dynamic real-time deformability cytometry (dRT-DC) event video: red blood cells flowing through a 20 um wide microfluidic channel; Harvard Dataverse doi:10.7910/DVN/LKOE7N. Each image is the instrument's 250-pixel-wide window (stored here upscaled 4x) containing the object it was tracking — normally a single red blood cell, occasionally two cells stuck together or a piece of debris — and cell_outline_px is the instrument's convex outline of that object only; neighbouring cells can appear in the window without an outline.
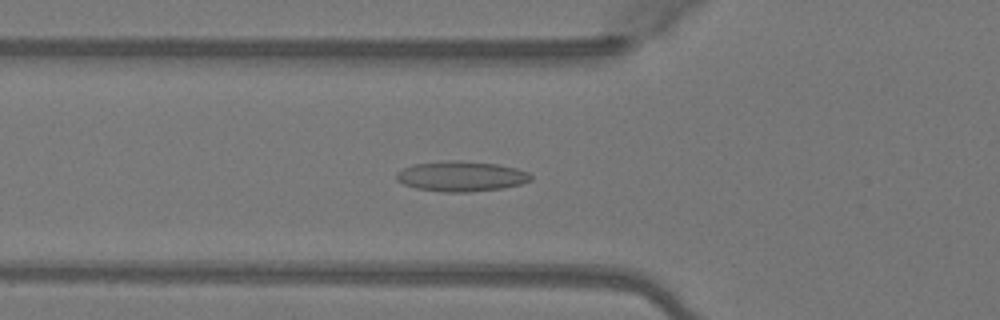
{"species": "Egyptian fruit bat (a non-hibernating species)", "species_latin": "Rousettus aegyptiacus", "temperature_condition": "warm", "stored_images_in_passage": 51, "camera_frame_rate_fps": 3000, "um_per_image_px": 0.085, "animal": {"sex": "female"}, "frame": {"image": 1, "passage_image": 18, "time_ms": 5.667, "image_size_px": [1000, 320], "cell_outline_px": [[532, 180], [520, 184], [504, 188], [468, 192], [444, 192], [416, 188], [404, 184], [396, 180], [396, 172], [412, 164], [448, 160], [456, 160], [496, 164], [516, 168], [528, 172], [532, 176]], "centroid_in_image_um": [39.19, 14.98], "position_along_channel_um": 86.6, "area_um2": 23.7}}
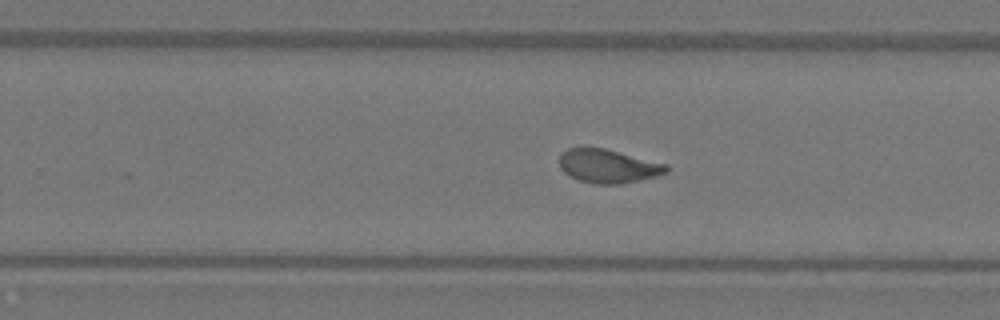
{"frame": {"image": 2, "passage_image": 32, "time_ms": 10.333, "image_size_px": [1000, 320], "cell_outline_px": [[668, 172], [656, 176], [620, 184], [596, 184], [580, 180], [564, 172], [560, 168], [560, 156], [568, 148], [580, 144], [588, 144], [668, 164]], "centroid_in_image_um": [51.66, 14.07], "position_along_channel_um": 278.1, "area_um2": 21.33}}
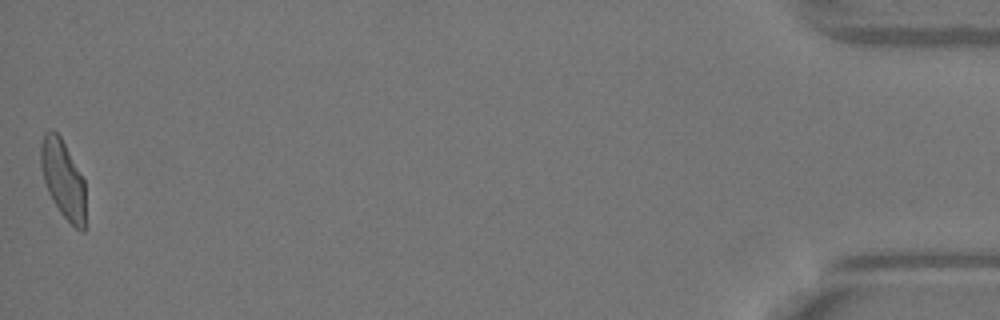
{"frame": {"image": 3, "passage_image": 50, "time_ms": 16.333, "image_size_px": [1000, 320], "cell_outline_px": [[84, 232], [76, 228], [60, 212], [52, 200], [48, 192], [40, 168], [40, 144], [44, 132], [52, 128], [60, 136], [84, 180]], "centroid_in_image_um": [5.32, 15.18], "position_along_channel_um": 429.9, "area_um2": 20.17}}